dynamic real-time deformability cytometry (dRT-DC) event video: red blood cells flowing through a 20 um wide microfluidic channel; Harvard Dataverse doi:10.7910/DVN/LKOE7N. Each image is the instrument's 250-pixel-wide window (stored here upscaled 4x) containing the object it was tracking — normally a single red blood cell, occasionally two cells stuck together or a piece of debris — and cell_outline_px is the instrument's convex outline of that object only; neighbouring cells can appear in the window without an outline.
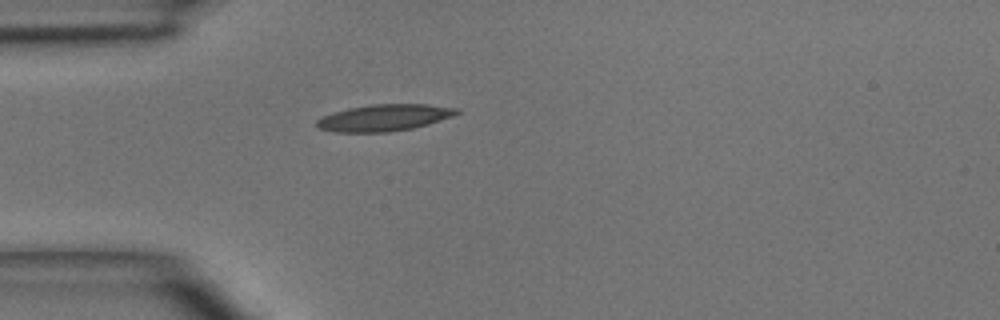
{"species": "common noctule bat (a hibernating species)", "species_latin": "Nyctalus noctula", "temperature_condition": "room temperature", "stored_images_in_passage": 2, "camera_frame_rate_fps": 3000, "um_per_image_px": 0.085, "animal": {"sex": "male", "body_mass_g": 15.6}, "frame": {"image": 1, "passage_image": 2, "time_ms": 1.333, "image_size_px": [1000, 320], "cell_outline_px": [[460, 112], [452, 116], [428, 124], [412, 128], [388, 132], [336, 132], [320, 128], [316, 124], [316, 120], [332, 112], [348, 108], [372, 104], [428, 104], [460, 108]], "centroid_in_image_um": [32.68, 9.99], "position_along_channel_um": 52.3, "area_um2": 21.68}}